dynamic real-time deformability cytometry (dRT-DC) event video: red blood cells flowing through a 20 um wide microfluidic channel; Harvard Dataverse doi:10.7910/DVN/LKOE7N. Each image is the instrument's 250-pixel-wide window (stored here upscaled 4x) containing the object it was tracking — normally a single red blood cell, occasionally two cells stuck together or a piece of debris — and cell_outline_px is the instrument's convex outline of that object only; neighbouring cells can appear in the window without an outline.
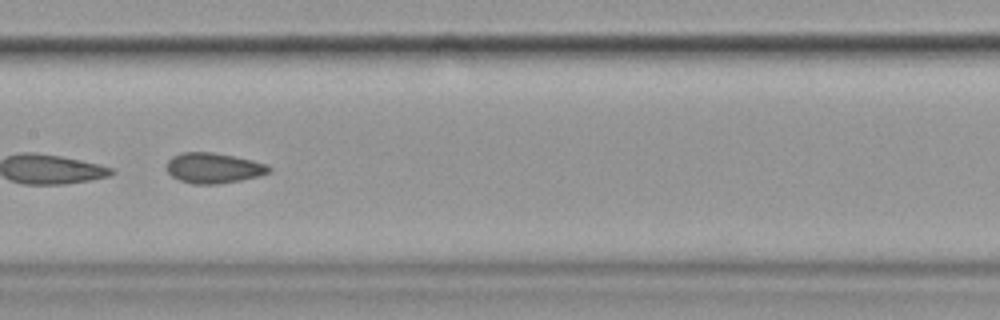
{"species": "common noctule bat (a hibernating species)", "species_latin": "Nyctalus noctula", "temperature_condition": "cold", "stored_images_in_passage": 14, "camera_frame_rate_fps": 3000, "um_per_image_px": 0.085, "animal": {"sex": "female", "body_mass_g": 19.9}, "frame": {"image": 1, "passage_image": 7, "time_ms": 8.0, "image_size_px": [1000, 320], "cell_outline_px": [[272, 168], [268, 172], [256, 176], [240, 180], [216, 184], [192, 184], [180, 180], [172, 176], [164, 168], [168, 160], [172, 156], [180, 152], [212, 152], [236, 156], [268, 164]], "centroid_in_image_um": [18.1, 14.26], "position_along_channel_um": 189.3, "area_um2": 18.21}, "authors_computed_cell_mechanics": {"area_um2": 27.2238, "velocity_mm_per_s": 3.595, "shape_relaxation_time_tau1_ms": null, "shape_relaxation_time_tau2_ms": 2.3405, "deformation_change_tau1": null, "deformation_change_tau2": 0.0487}}